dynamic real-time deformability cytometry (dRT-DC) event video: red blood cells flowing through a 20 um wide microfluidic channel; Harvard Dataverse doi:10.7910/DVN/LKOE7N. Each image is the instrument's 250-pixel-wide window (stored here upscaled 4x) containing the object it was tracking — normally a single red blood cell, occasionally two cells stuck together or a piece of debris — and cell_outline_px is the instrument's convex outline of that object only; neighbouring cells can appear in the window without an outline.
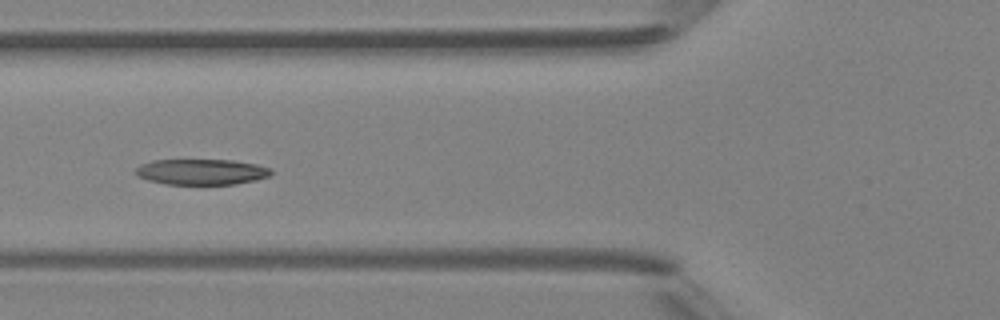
{"species": "Egyptian fruit bat (a non-hibernating species)", "species_latin": "Rousettus aegyptiacus", "temperature_condition": "room temperature", "stored_images_in_passage": 5, "camera_frame_rate_fps": 3000, "um_per_image_px": 0.085, "animal": {"sex": "female"}, "frame": {"image": 1, "passage_image": 5, "time_ms": 4.333, "image_size_px": [1000, 320], "cell_outline_px": [[272, 172], [268, 176], [256, 180], [236, 184], [164, 184], [148, 180], [136, 176], [136, 168], [140, 164], [152, 160], [232, 160], [256, 164], [272, 168]], "centroid_in_image_um": [17.11, 14.61], "position_along_channel_um": 108.7, "area_um2": 20.35}}